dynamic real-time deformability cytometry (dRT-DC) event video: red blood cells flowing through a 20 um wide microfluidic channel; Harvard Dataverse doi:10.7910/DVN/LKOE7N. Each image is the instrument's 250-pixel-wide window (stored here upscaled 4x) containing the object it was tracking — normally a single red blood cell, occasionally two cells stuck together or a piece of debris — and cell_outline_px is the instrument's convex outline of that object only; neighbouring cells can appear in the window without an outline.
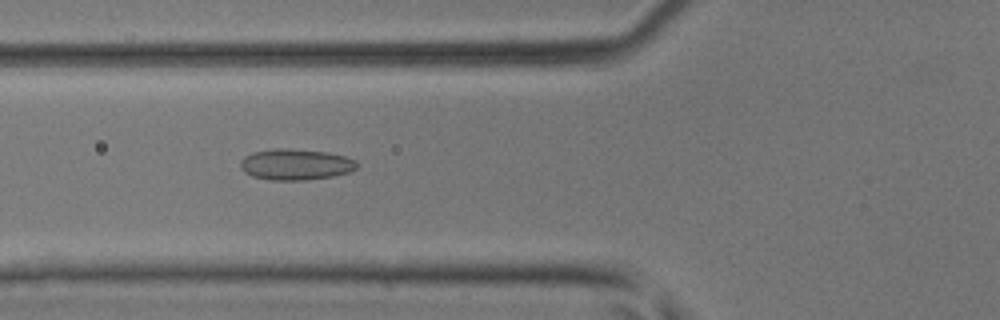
{"species": "common noctule bat (a hibernating species)", "species_latin": "Nyctalus noctula", "temperature_condition": "room temperature", "stored_images_in_passage": 37, "camera_frame_rate_fps": 3000, "um_per_image_px": 0.085, "animal": {"sex": "male", "body_mass_g": 17.9, "forearm_length_mm": 54.2}, "frame": {"image": 1, "passage_image": 8, "time_ms": 2.333, "image_size_px": [1000, 320], "cell_outline_px": [[356, 168], [348, 172], [332, 176], [308, 180], [272, 180], [252, 176], [244, 172], [240, 168], [240, 160], [244, 156], [252, 152], [280, 148], [288, 148], [328, 152], [344, 156], [356, 160]], "centroid_in_image_um": [25.09, 13.97], "position_along_channel_um": 100.7, "area_um2": 21.1}}
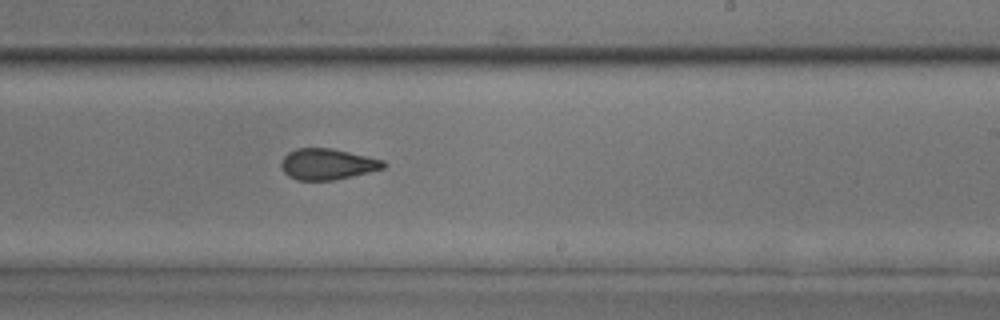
{"frame": {"image": 2, "passage_image": 19, "time_ms": 6.0, "image_size_px": [1000, 320], "cell_outline_px": [[388, 164], [384, 168], [352, 176], [332, 180], [296, 180], [288, 176], [284, 172], [280, 164], [284, 156], [288, 152], [296, 148], [332, 148], [368, 156], [384, 160]], "centroid_in_image_um": [27.83, 13.94], "position_along_channel_um": 261.2, "area_um2": 18.55}}
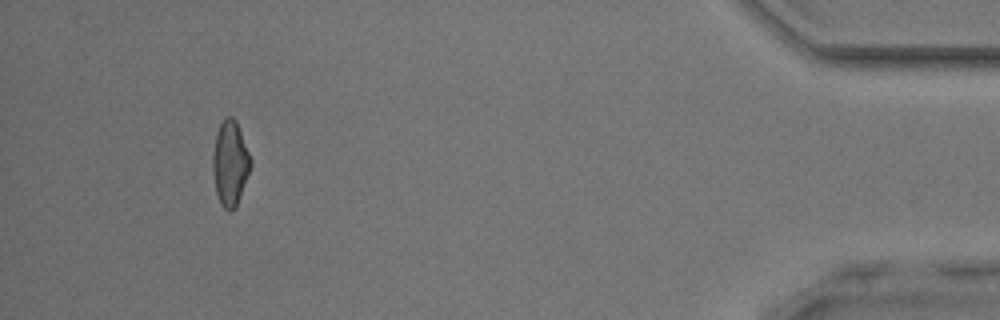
{"frame": {"image": 3, "passage_image": 34, "time_ms": 11.0, "image_size_px": [1000, 320], "cell_outline_px": [[252, 164], [236, 208], [232, 212], [228, 212], [220, 204], [216, 192], [212, 168], [212, 156], [216, 132], [224, 116], [232, 116], [236, 120], [252, 160]], "centroid_in_image_um": [19.56, 13.88], "position_along_channel_um": 415.6, "area_um2": 19.02}}